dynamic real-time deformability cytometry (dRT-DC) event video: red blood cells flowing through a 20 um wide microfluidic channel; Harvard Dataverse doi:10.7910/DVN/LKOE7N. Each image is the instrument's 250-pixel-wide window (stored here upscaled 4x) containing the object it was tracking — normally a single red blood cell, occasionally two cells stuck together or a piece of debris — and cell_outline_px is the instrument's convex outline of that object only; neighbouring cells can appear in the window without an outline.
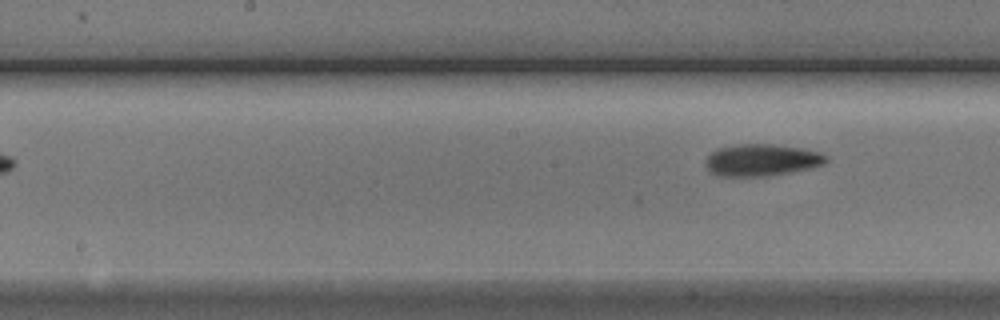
{"species": "Egyptian fruit bat (a non-hibernating species)", "species_latin": "Rousettus aegyptiacus", "temperature_condition": "cold", "stored_images_in_passage": 9, "camera_frame_rate_fps": 3000, "um_per_image_px": 0.085, "animal": {"sex": "male"}, "frame": {"image": 1, "passage_image": 9, "time_ms": 10.667, "image_size_px": [1000, 320], "cell_outline_px": [[828, 160], [824, 164], [792, 172], [768, 176], [716, 176], [704, 164], [704, 160], [716, 148], [740, 144], [768, 144], [800, 148], [820, 152], [828, 156]], "centroid_in_image_um": [64.72, 13.61], "position_along_channel_um": 183.5, "area_um2": 22.43}}